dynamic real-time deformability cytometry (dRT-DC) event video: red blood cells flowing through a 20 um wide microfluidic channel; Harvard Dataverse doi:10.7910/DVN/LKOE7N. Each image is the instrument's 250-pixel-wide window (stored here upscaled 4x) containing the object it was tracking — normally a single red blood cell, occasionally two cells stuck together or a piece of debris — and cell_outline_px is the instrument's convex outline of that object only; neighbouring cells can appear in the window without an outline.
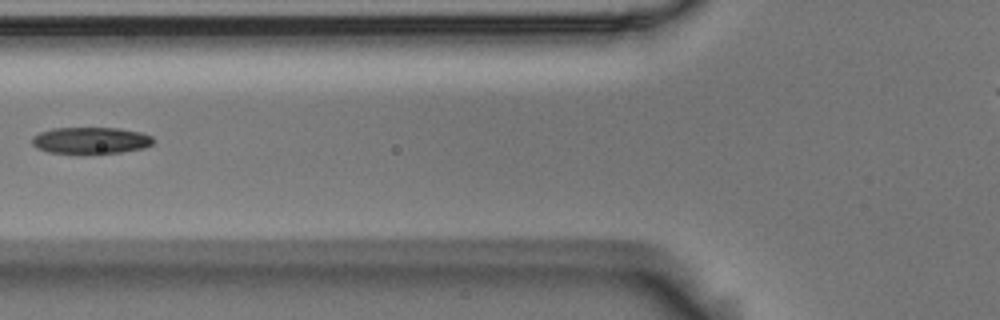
{"species": "Egyptian fruit bat (a non-hibernating species)", "species_latin": "Rousettus aegyptiacus", "temperature_condition": "room temperature", "stored_images_in_passage": 9, "camera_frame_rate_fps": 3000, "um_per_image_px": 0.085, "animal": {"sex": "male"}, "frame": {"image": 1, "passage_image": 8, "time_ms": 2.333, "image_size_px": [1000, 320], "cell_outline_px": [[156, 140], [152, 144], [144, 148], [120, 152], [84, 156], [76, 156], [48, 152], [36, 148], [32, 144], [32, 136], [40, 132], [52, 128], [120, 128], [140, 132], [152, 136]], "centroid_in_image_um": [7.68, 11.98], "position_along_channel_um": 118.1, "area_um2": 19.71}}
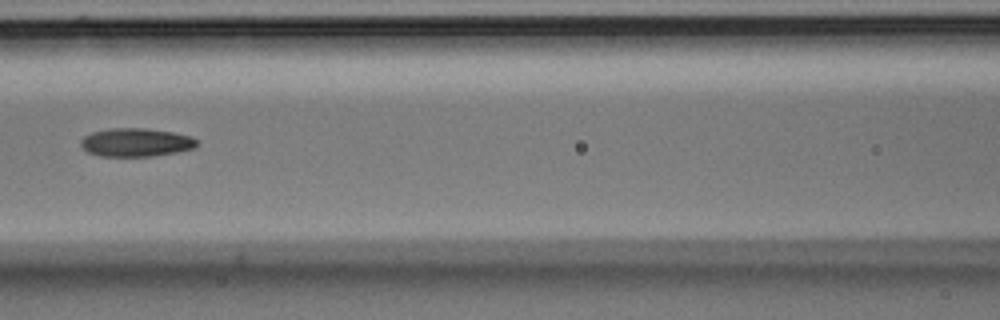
{"frame": {"image": 2, "passage_image": 9, "time_ms": 2.667, "image_size_px": [1000, 320], "cell_outline_px": [[196, 148], [176, 152], [152, 156], [100, 156], [88, 152], [80, 144], [80, 140], [84, 136], [92, 132], [112, 128], [144, 128], [172, 132], [188, 136], [196, 140]], "centroid_in_image_um": [11.53, 12.1], "position_along_channel_um": 155.1, "area_um2": 19.02}}